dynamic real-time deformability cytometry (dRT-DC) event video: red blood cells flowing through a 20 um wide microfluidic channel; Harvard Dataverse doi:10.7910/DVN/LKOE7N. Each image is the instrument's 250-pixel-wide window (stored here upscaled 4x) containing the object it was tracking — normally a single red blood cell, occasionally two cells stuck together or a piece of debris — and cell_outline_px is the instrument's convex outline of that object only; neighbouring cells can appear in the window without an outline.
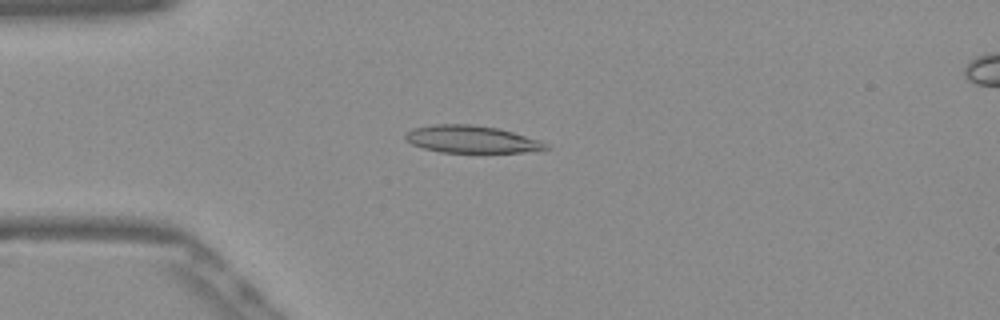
{"species": "Egyptian fruit bat (a non-hibernating species)", "species_latin": "Rousettus aegyptiacus", "temperature_condition": "warm", "stored_images_in_passage": 40, "camera_frame_rate_fps": 3000, "um_per_image_px": 0.085, "frame": {"image": 1, "passage_image": 1, "time_ms": 0.0, "image_size_px": [1000, 320], "cell_outline_px": [[552, 148], [524, 152], [440, 152], [424, 148], [412, 144], [404, 140], [404, 136], [412, 128], [432, 124], [472, 124], [496, 128], [512, 132], [540, 140], [548, 144]], "centroid_in_image_um": [40.06, 11.83], "position_along_channel_um": 44.9, "area_um2": 22.31}}
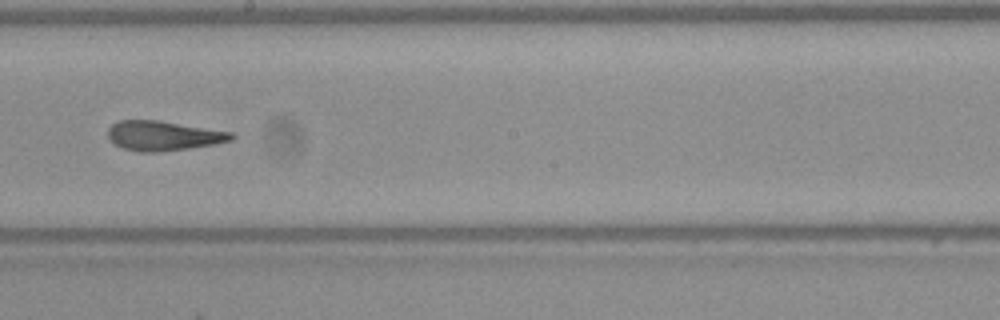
{"frame": {"image": 2, "passage_image": 17, "time_ms": 5.333, "image_size_px": [1000, 320], "cell_outline_px": [[236, 136], [232, 140], [212, 144], [188, 148], [160, 152], [140, 152], [124, 148], [108, 140], [108, 128], [112, 124], [120, 120], [156, 120], [236, 132]], "centroid_in_image_um": [13.9, 11.53], "position_along_channel_um": 234.3, "area_um2": 21.39}}
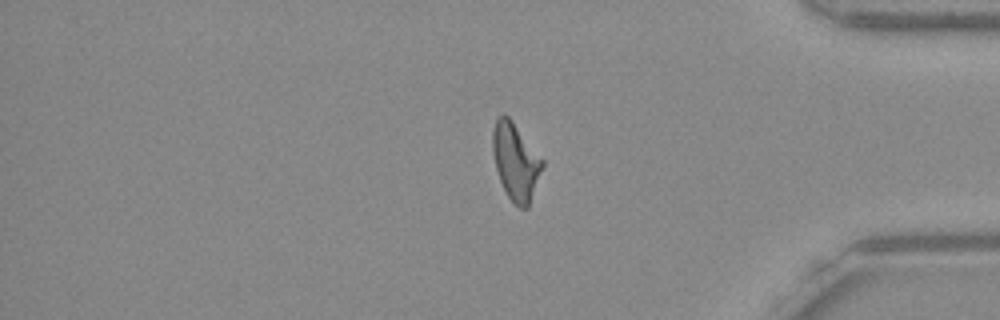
{"frame": {"image": 3, "passage_image": 31, "time_ms": 10.0, "image_size_px": [1000, 320], "cell_outline_px": [[544, 164], [528, 208], [520, 208], [508, 196], [500, 180], [496, 168], [492, 152], [492, 132], [496, 120], [504, 112], [512, 120], [544, 160]], "centroid_in_image_um": [43.83, 13.71], "position_along_channel_um": 391.4, "area_um2": 22.14}, "authors_computed_cell_mechanics": {"area_um2": 21.6461, "velocity_mm_per_s": 3.8813, "shape_relaxation_time_tau1_ms": null, "shape_relaxation_time_tau2_ms": 2.4736, "deformation_change_tau1": null, "deformation_change_tau2": 0.1329}}